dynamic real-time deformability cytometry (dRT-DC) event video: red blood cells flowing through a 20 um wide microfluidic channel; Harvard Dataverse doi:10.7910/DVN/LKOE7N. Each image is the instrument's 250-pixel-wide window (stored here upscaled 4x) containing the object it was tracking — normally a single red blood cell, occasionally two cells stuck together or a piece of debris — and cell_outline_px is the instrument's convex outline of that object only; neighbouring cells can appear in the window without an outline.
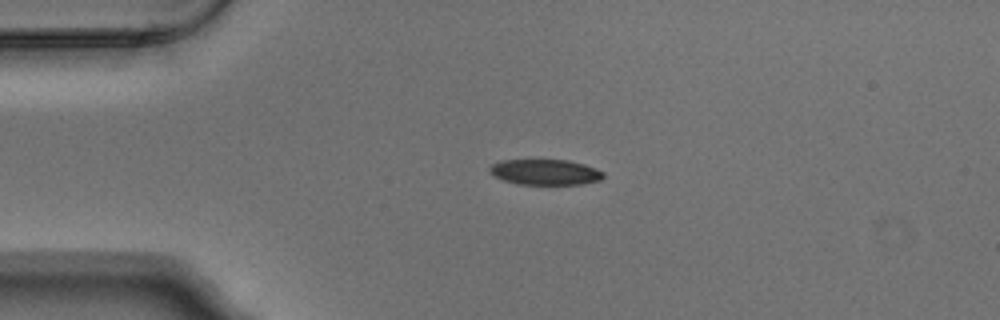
{"species": "Egyptian fruit bat (a non-hibernating species)", "species_latin": "Rousettus aegyptiacus", "temperature_condition": "warm", "stored_images_in_passage": 3, "camera_frame_rate_fps": 3000, "um_per_image_px": 0.085, "animal": {"sex": "male"}, "frame": {"image": 1, "passage_image": 2, "time_ms": 0.333, "image_size_px": [1000, 320], "cell_outline_px": [[604, 176], [600, 180], [580, 184], [516, 184], [504, 180], [488, 172], [488, 168], [492, 164], [500, 160], [568, 160], [584, 164], [596, 168], [604, 172]], "centroid_in_image_um": [46.33, 14.62], "position_along_channel_um": 38.7, "area_um2": 16.94}}